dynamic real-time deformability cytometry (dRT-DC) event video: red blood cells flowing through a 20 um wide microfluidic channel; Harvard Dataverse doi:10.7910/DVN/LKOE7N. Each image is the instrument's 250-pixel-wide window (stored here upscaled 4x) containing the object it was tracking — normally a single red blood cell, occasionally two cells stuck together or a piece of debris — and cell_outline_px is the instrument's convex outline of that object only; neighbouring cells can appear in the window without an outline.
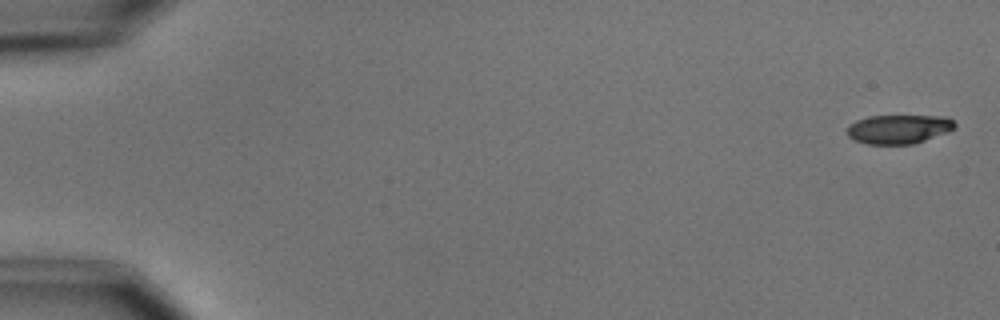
{"species": "common noctule bat (a hibernating species)", "species_latin": "Nyctalus noctula", "temperature_condition": "cold", "stored_images_in_passage": 5, "camera_frame_rate_fps": 3000, "um_per_image_px": 0.085, "animal": {"sex": "male", "body_mass_g": 15.6}, "frame": {"image": 1, "passage_image": 1, "time_ms": 0.0, "image_size_px": [1000, 320], "cell_outline_px": [[956, 128], [948, 132], [912, 144], [868, 144], [852, 140], [848, 136], [848, 124], [856, 120], [868, 116], [948, 116], [956, 124]], "centroid_in_image_um": [76.39, 10.97], "position_along_channel_um": 8.6, "area_um2": 18.32}}
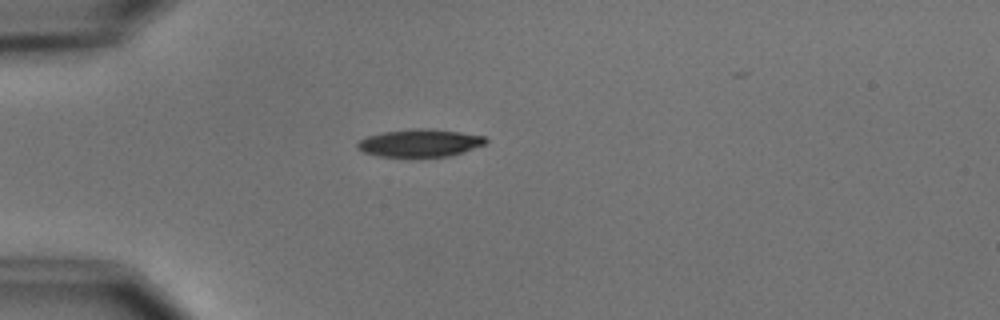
{"frame": {"image": 2, "passage_image": 5, "time_ms": 4.667, "image_size_px": [1000, 320], "cell_outline_px": [[488, 140], [484, 144], [464, 152], [448, 156], [376, 156], [364, 152], [356, 148], [356, 144], [360, 140], [368, 136], [380, 132], [416, 128], [428, 128], [460, 132], [484, 136]], "centroid_in_image_um": [35.67, 12.14], "position_along_channel_um": 49.3, "area_um2": 20.58}}